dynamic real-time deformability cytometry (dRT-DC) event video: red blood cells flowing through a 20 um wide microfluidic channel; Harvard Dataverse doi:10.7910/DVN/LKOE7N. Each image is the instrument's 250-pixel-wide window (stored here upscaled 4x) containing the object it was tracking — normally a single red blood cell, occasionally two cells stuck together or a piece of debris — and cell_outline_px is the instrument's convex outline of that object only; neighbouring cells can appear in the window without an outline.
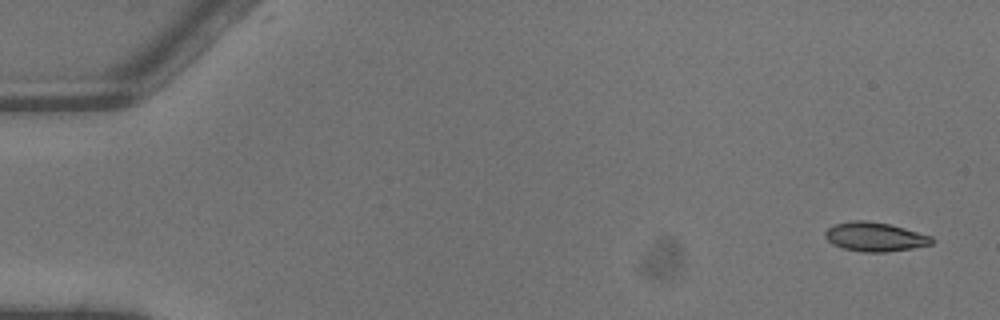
{"species": "common noctule bat (a hibernating species)", "species_latin": "Nyctalus noctula", "temperature_condition": "warm", "stored_images_in_passage": 5, "camera_frame_rate_fps": 3000, "um_per_image_px": 0.085, "animal": {"sex": "male", "body_mass_g": 13.3}, "frame": {"image": 1, "passage_image": 1, "time_ms": 0.0, "image_size_px": [1000, 320], "cell_outline_px": [[932, 244], [912, 248], [884, 252], [864, 252], [844, 248], [832, 244], [824, 236], [824, 232], [828, 228], [836, 224], [852, 220], [868, 220], [888, 224], [904, 228], [932, 236]], "centroid_in_image_um": [74.34, 20.12], "position_along_channel_um": 10.7, "area_um2": 17.92}}
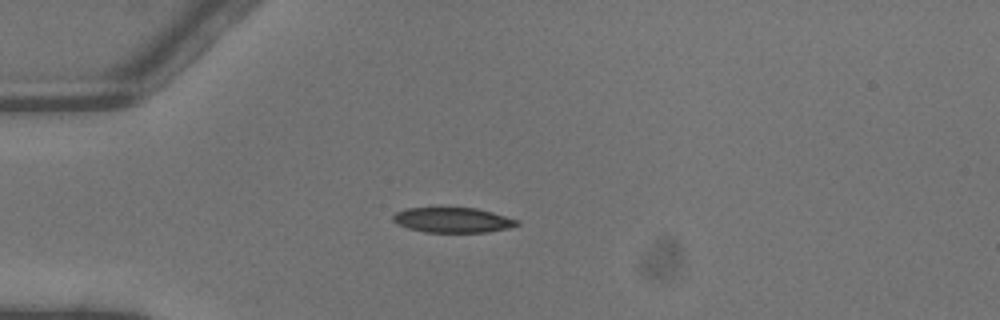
{"frame": {"image": 2, "passage_image": 4, "time_ms": 1.0, "image_size_px": [1000, 320], "cell_outline_px": [[520, 224], [508, 228], [488, 232], [424, 232], [408, 228], [396, 224], [392, 220], [392, 216], [396, 212], [408, 208], [476, 208], [492, 212], [520, 220]], "centroid_in_image_um": [38.49, 18.71], "position_along_channel_um": 46.5, "area_um2": 18.15}}